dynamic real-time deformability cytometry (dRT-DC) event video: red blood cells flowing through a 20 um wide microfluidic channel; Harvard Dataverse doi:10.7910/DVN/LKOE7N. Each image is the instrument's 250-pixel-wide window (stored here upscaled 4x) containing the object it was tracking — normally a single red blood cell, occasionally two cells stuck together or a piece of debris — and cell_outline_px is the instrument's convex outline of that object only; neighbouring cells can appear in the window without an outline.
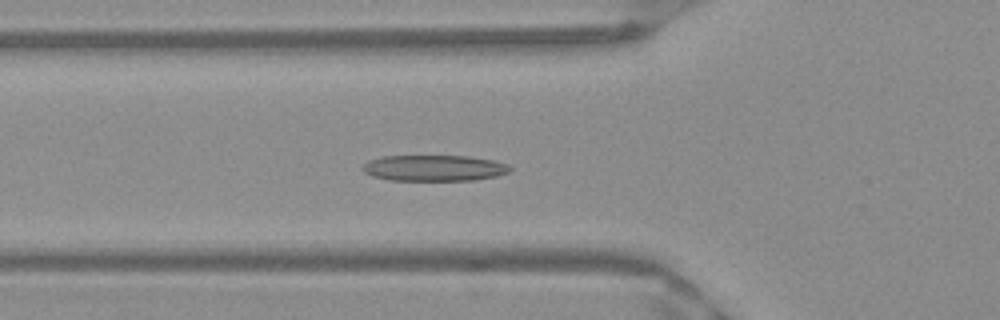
{"species": "Egyptian fruit bat (a non-hibernating species)", "species_latin": "Rousettus aegyptiacus", "temperature_condition": "warm", "stored_images_in_passage": 34, "camera_frame_rate_fps": 3000, "um_per_image_px": 0.085, "frame": {"image": 1, "passage_image": 11, "time_ms": 3.333, "image_size_px": [1000, 320], "cell_outline_px": [[512, 168], [508, 172], [496, 176], [472, 180], [392, 180], [372, 176], [364, 172], [364, 164], [368, 160], [384, 156], [468, 156], [492, 160], [508, 164]], "centroid_in_image_um": [36.91, 14.28], "position_along_channel_um": 88.9, "area_um2": 22.14}}
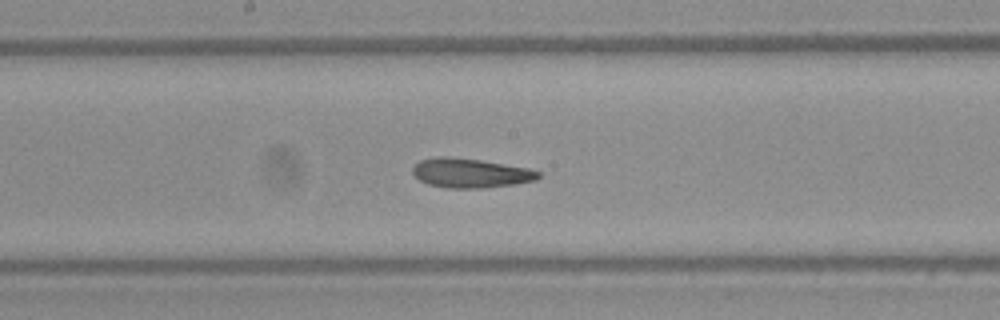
{"frame": {"image": 2, "passage_image": 20, "time_ms": 6.333, "image_size_px": [1000, 320], "cell_outline_px": [[540, 176], [536, 180], [512, 184], [480, 188], [444, 188], [428, 184], [420, 180], [412, 172], [412, 168], [420, 160], [440, 156], [448, 156], [480, 160], [528, 168], [540, 172]], "centroid_in_image_um": [39.96, 14.71], "position_along_channel_um": 208.2, "area_um2": 21.33}}
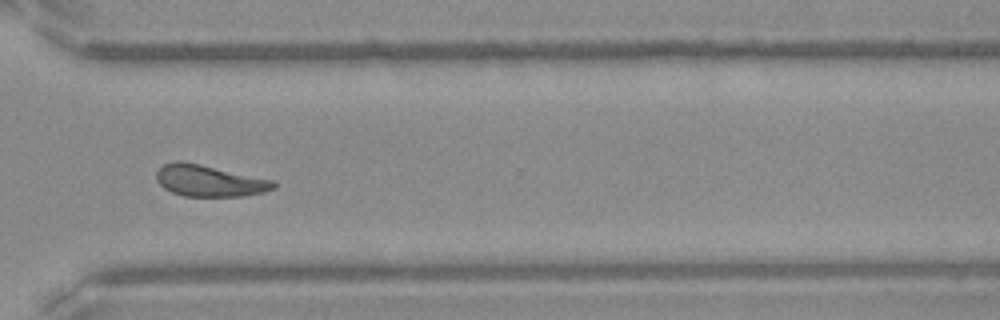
{"frame": {"image": 3, "passage_image": 31, "time_ms": 10.0, "image_size_px": [1000, 320], "cell_outline_px": [[276, 188], [264, 192], [244, 196], [184, 196], [172, 192], [164, 188], [156, 180], [156, 172], [164, 164], [176, 160], [180, 160], [200, 164], [276, 180]], "centroid_in_image_um": [17.82, 15.36], "position_along_channel_um": 352.8, "area_um2": 21.68}, "authors_computed_cell_mechanics": {"area_um2": 21.675, "velocity_mm_per_s": 3.9533, "shape_relaxation_time_tau1_ms": 5.1251, "shape_relaxation_time_tau2_ms": 2.1417, "deformation_change_tau1": 0.1644, "deformation_change_tau2": 0.1073}}